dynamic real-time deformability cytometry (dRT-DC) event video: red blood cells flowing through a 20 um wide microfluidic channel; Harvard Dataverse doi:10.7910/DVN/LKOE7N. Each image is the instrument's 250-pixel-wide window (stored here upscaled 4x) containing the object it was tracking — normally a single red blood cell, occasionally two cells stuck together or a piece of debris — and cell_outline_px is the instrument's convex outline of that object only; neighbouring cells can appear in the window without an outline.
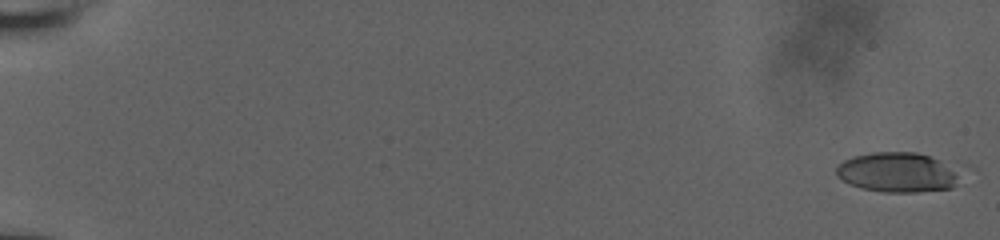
{"species": "human", "species_latin": "Homo sapiens", "temperature_condition": "room temperature", "stored_images_in_passage": 57, "camera_frame_rate_fps": 3000, "um_per_image_px": 0.085, "donor": {"sex": "male"}, "frame": {"image": 1, "passage_image": 1, "time_ms": 0.0, "image_size_px": [1000, 240], "cell_outline_px": [[956, 184], [952, 188], [916, 192], [884, 192], [860, 188], [836, 176], [836, 168], [844, 160], [852, 156], [872, 152], [916, 152], [940, 160], [956, 176]], "centroid_in_image_um": [76.18, 14.65], "position_along_channel_um": 8.8, "area_um2": 28.03}}
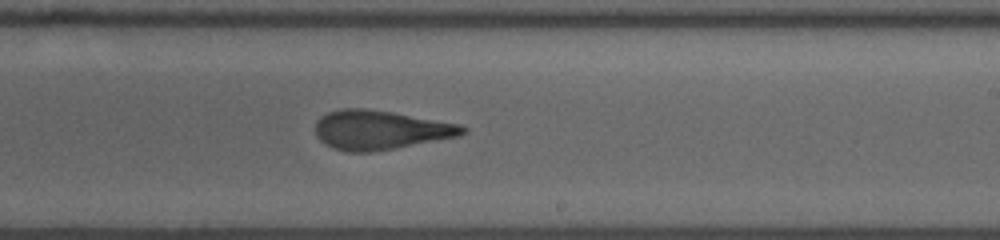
{"frame": {"image": 2, "passage_image": 37, "time_ms": 12.0, "image_size_px": [1000, 240], "cell_outline_px": [[468, 132], [460, 136], [372, 152], [348, 152], [332, 148], [324, 144], [316, 136], [316, 120], [320, 116], [328, 112], [340, 108], [364, 108], [392, 112], [460, 124], [468, 128]], "centroid_in_image_um": [32.31, 11.04], "position_along_channel_um": 256.7, "area_um2": 33.76}}
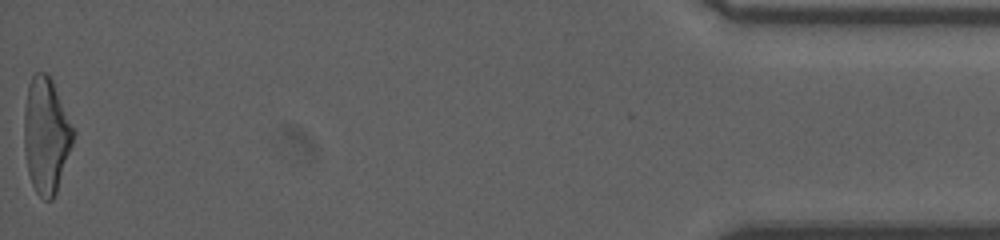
{"frame": {"image": 3, "passage_image": 57, "time_ms": 18.667, "image_size_px": [1000, 240], "cell_outline_px": [[76, 132], [56, 192], [52, 200], [44, 200], [36, 192], [32, 184], [28, 172], [24, 148], [24, 108], [28, 84], [32, 76], [36, 72], [44, 72], [52, 80]], "centroid_in_image_um": [3.91, 11.49], "position_along_channel_um": 431.3, "area_um2": 33.0}, "authors_computed_cell_mechanics": {"area_um2": 32.8882, "velocity_mm_per_s": 3.9071, "shape_relaxation_time_tau1_ms": 7.3338, "shape_relaxation_time_tau2_ms": 1.748, "deformation_change_tau1": 0.2548, "deformation_change_tau2": 0.1198}}